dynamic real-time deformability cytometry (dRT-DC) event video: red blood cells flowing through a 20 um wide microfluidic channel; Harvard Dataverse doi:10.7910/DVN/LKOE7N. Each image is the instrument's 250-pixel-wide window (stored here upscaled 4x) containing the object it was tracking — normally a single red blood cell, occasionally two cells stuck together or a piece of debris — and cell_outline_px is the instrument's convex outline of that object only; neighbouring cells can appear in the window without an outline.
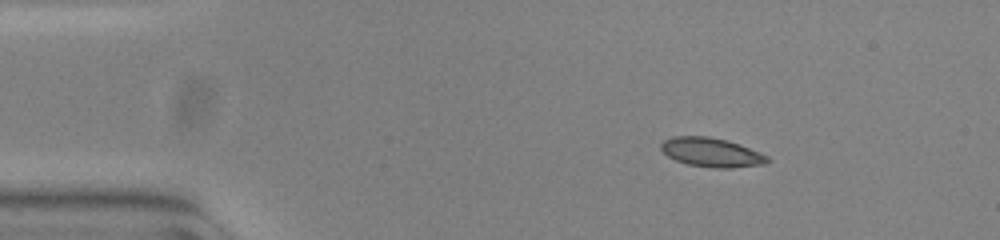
{"species": "common noctule bat (a hibernating species)", "species_latin": "Nyctalus noctula", "temperature_condition": "warm", "stored_images_in_passage": 47, "camera_frame_rate_fps": 3000, "um_per_image_px": 0.085, "animal": {"sex": "female", "body_mass_g": 23.0, "forearm_length_mm": 53.4}, "frame": {"image": 1, "passage_image": 1, "time_ms": 0.0, "image_size_px": [1000, 240], "cell_outline_px": [[772, 160], [764, 164], [732, 168], [712, 168], [688, 164], [676, 160], [668, 156], [660, 148], [660, 144], [664, 140], [672, 136], [708, 136], [728, 140], [740, 144], [760, 152], [768, 156]], "centroid_in_image_um": [60.5, 12.95], "position_along_channel_um": 24.5, "area_um2": 18.21}}
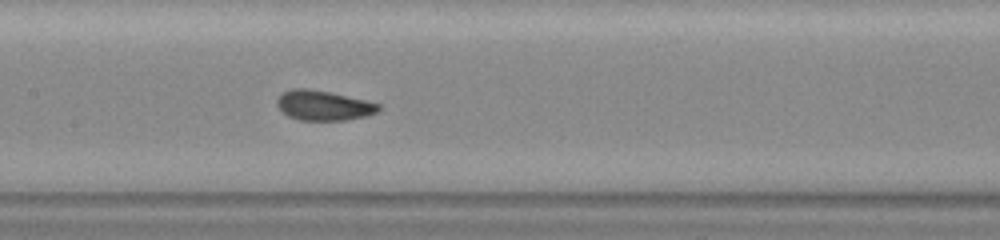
{"frame": {"image": 2, "passage_image": 19, "time_ms": 6.0, "image_size_px": [1000, 240], "cell_outline_px": [[380, 108], [376, 112], [368, 116], [344, 120], [300, 120], [288, 116], [276, 104], [276, 100], [284, 92], [292, 88], [308, 88], [328, 92], [364, 100], [380, 104]], "centroid_in_image_um": [27.49, 8.97], "position_along_channel_um": 179.9, "area_um2": 17.46}}
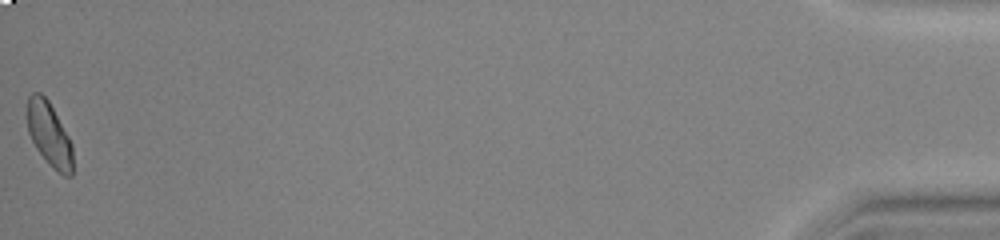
{"frame": {"image": 3, "passage_image": 47, "time_ms": 15.333, "image_size_px": [1000, 240], "cell_outline_px": [[72, 176], [64, 176], [36, 148], [28, 132], [24, 116], [28, 96], [32, 92], [40, 92], [48, 100], [68, 136], [72, 144]], "centroid_in_image_um": [4.12, 11.32], "position_along_channel_um": 431.1, "area_um2": 16.88}, "authors_computed_cell_mechanics": {"area_um2": 17.4556, "velocity_mm_per_s": 3.7838, "shape_relaxation_time_tau1_ms": 3.7763, "shape_relaxation_time_tau2_ms": 0.5412, "deformation_change_tau1": 0.1283, "deformation_change_tau2": 0.0561}}